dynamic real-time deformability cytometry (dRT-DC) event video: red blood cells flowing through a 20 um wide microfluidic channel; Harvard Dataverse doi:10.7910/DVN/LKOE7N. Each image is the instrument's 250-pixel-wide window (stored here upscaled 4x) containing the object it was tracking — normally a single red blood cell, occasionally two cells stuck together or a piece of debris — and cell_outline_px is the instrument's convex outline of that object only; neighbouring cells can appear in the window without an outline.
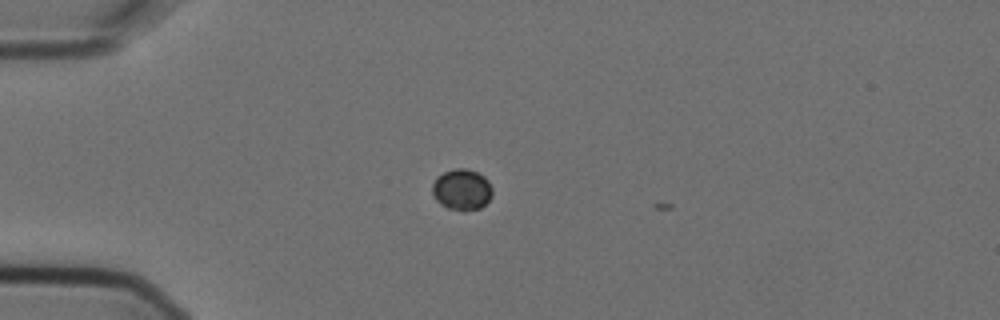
{"species": "Egyptian fruit bat (a non-hibernating species)", "species_latin": "Rousettus aegyptiacus", "temperature_condition": "cold", "stored_images_in_passage": 2, "camera_frame_rate_fps": 3000, "um_per_image_px": 0.085, "animal": {"sex": "female"}, "frame": {"image": 1, "passage_image": 1, "time_ms": 0.0, "image_size_px": [1000, 320], "cell_outline_px": [[492, 196], [480, 208], [464, 212], [448, 208], [440, 204], [436, 200], [432, 192], [432, 184], [436, 176], [444, 172], [456, 168], [464, 168], [476, 172], [484, 176], [488, 180], [492, 188]], "centroid_in_image_um": [39.24, 16.12], "position_along_channel_um": 45.8, "area_um2": 14.51}}